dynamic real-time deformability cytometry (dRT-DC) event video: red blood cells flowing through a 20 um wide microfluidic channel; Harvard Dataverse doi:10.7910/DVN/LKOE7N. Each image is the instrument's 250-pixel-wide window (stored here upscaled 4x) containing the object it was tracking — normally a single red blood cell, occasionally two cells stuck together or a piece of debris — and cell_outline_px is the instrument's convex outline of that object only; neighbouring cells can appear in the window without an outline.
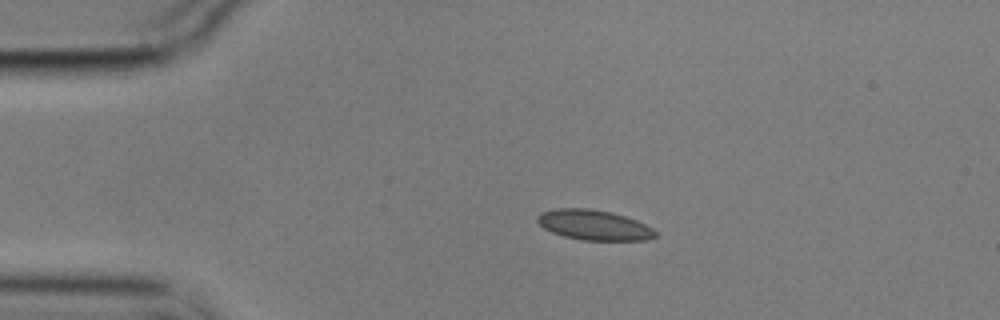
{"species": "common noctule bat (a hibernating species)", "species_latin": "Nyctalus noctula", "temperature_condition": "cold", "stored_images_in_passage": 46, "camera_frame_rate_fps": 3000, "um_per_image_px": 0.085, "animal": {"sex": "male", "body_mass_g": 17.9}, "frame": {"image": 1, "passage_image": 1, "time_ms": 0.0, "image_size_px": [1000, 320], "cell_outline_px": [[656, 236], [648, 240], [580, 240], [564, 236], [552, 232], [544, 228], [536, 220], [536, 216], [540, 212], [556, 208], [588, 208], [612, 212], [636, 220], [652, 228], [656, 232]], "centroid_in_image_um": [50.46, 19.12], "position_along_channel_um": 34.5, "area_um2": 20.75}}
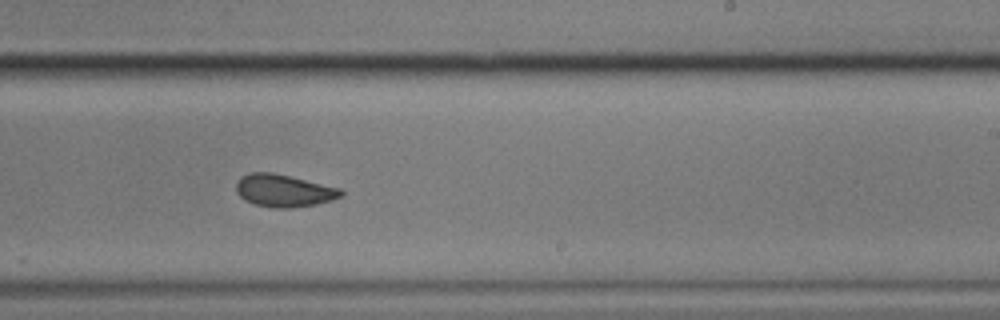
{"frame": {"image": 2, "passage_image": 24, "time_ms": 7.667, "image_size_px": [1000, 320], "cell_outline_px": [[344, 196], [332, 200], [316, 204], [292, 208], [276, 208], [256, 204], [244, 200], [236, 192], [236, 180], [240, 176], [248, 172], [272, 172], [340, 188], [344, 192]], "centroid_in_image_um": [24.1, 16.2], "position_along_channel_um": 264.9, "area_um2": 19.94}}
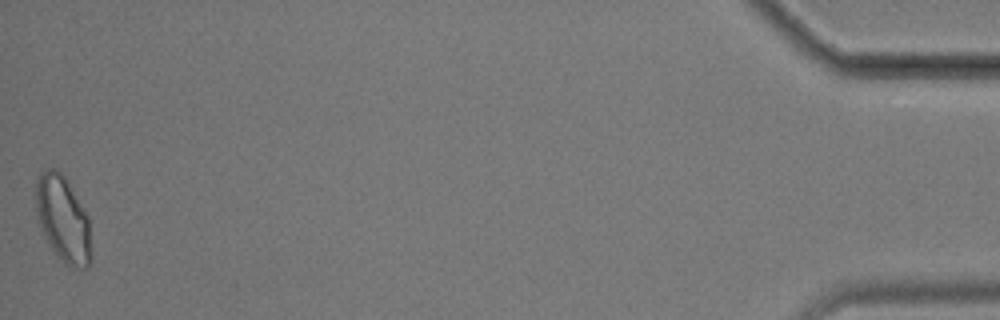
{"frame": {"image": 3, "passage_image": 46, "time_ms": 15.0, "image_size_px": [1000, 320], "cell_outline_px": [[92, 264], [88, 268], [72, 268], [64, 264], [48, 244], [40, 228], [36, 212], [36, 176], [44, 168], [56, 168], [64, 176], [88, 216], [92, 252]], "centroid_in_image_um": [5.36, 18.66], "position_along_channel_um": 429.8, "area_um2": 28.21}, "authors_computed_cell_mechanics": {"area_um2": 20.7791, "velocity_mm_per_s": 3.5175, "shape_relaxation_time_tau1_ms": null, "shape_relaxation_time_tau2_ms": 1.467, "deformation_change_tau1": null, "deformation_change_tau2": 0.0709}}